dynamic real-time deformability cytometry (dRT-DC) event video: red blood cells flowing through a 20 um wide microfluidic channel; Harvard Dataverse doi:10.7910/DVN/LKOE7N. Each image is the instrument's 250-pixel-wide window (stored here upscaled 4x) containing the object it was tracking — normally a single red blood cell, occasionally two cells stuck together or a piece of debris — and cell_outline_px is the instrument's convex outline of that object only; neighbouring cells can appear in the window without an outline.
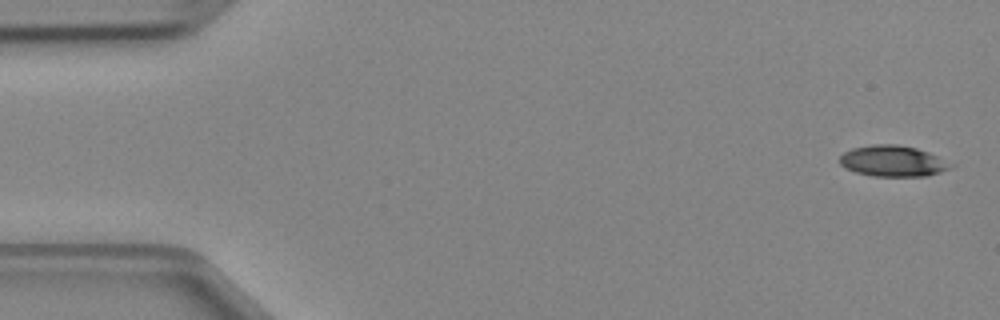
{"species": "Egyptian fruit bat (a non-hibernating species)", "species_latin": "Rousettus aegyptiacus", "temperature_condition": "cold", "stored_images_in_passage": 4, "camera_frame_rate_fps": 3000, "um_per_image_px": 0.085, "animal": {"sex": "female"}, "frame": {"image": 1, "passage_image": 1, "time_ms": 0.0, "image_size_px": [1000, 320], "cell_outline_px": [[956, 164], [952, 168], [940, 172], [924, 176], [872, 176], [856, 172], [844, 168], [840, 164], [840, 156], [844, 152], [852, 148], [872, 144], [896, 144], [916, 148], [928, 152]], "centroid_in_image_um": [75.9, 13.69], "position_along_channel_um": 9.1, "area_um2": 20.17}}
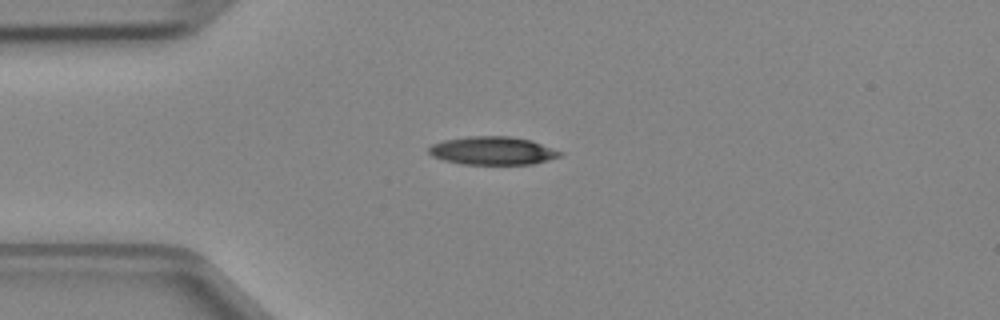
{"frame": {"image": 2, "passage_image": 3, "time_ms": 0.667, "image_size_px": [1000, 320], "cell_outline_px": [[564, 152], [560, 156], [548, 160], [532, 164], [464, 164], [444, 160], [432, 156], [428, 152], [428, 148], [432, 144], [444, 140], [468, 136], [508, 136], [532, 140]], "centroid_in_image_um": [41.88, 12.8], "position_along_channel_um": 43.1, "area_um2": 21.56}}